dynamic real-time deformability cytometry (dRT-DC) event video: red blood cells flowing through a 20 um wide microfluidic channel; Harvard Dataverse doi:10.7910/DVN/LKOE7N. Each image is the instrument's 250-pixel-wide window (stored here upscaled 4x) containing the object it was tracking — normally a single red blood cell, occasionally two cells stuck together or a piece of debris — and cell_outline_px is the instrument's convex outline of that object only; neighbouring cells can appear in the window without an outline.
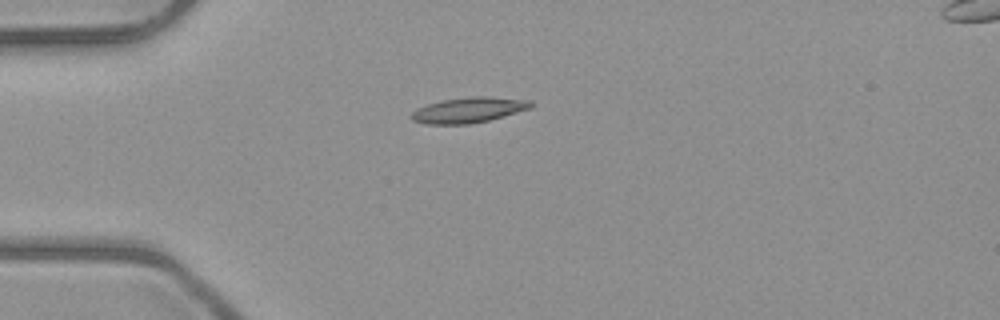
{"species": "common noctule bat (a hibernating species)", "species_latin": "Nyctalus noctula", "temperature_condition": "room temperature", "stored_images_in_passage": 4, "camera_frame_rate_fps": 3000, "um_per_image_px": 0.085, "animal": {"sex": "male", "body_mass_g": 23.1, "forearm_length_mm": 52.7}, "frame": {"image": 1, "passage_image": 2, "time_ms": 2.0, "image_size_px": [1000, 320], "cell_outline_px": [[532, 108], [488, 120], [468, 124], [424, 124], [412, 120], [412, 112], [416, 108], [428, 104], [444, 100], [472, 96], [484, 96], [528, 100], [532, 104]], "centroid_in_image_um": [39.81, 9.35], "position_along_channel_um": 45.2, "area_um2": 17.46}}
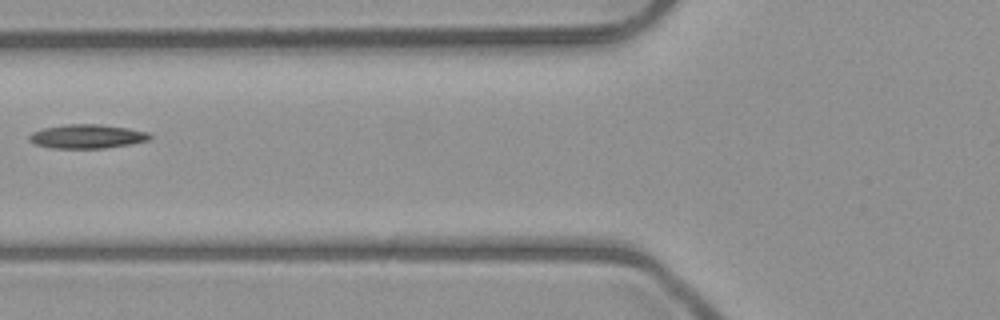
{"frame": {"image": 2, "passage_image": 4, "time_ms": 4.333, "image_size_px": [1000, 320], "cell_outline_px": [[152, 136], [148, 140], [132, 144], [104, 148], [48, 148], [36, 144], [28, 140], [28, 136], [32, 132], [44, 128], [64, 124], [96, 124], [128, 128], [148, 132]], "centroid_in_image_um": [7.38, 11.59], "position_along_channel_um": 118.4, "area_um2": 16.88}}